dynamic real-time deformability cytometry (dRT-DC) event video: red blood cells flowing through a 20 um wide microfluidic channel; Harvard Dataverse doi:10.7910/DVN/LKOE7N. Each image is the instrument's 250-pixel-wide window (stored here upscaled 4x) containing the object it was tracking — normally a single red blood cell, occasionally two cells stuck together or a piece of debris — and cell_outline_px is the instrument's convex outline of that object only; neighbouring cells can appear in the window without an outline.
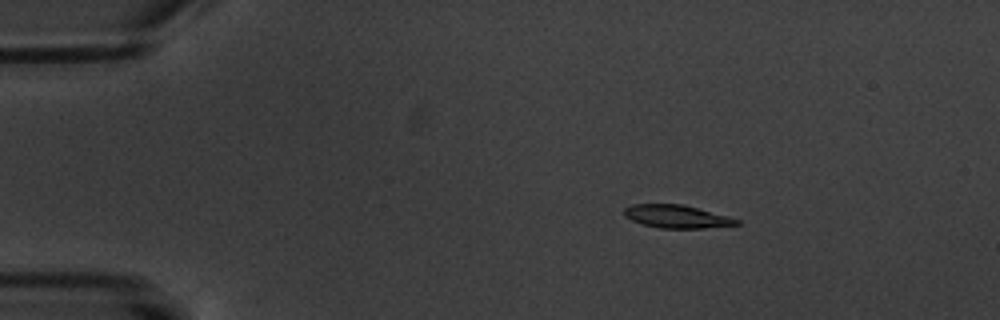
{"species": "common noctule bat (a hibernating species)", "species_latin": "Nyctalus noctula", "temperature_condition": "warm", "stored_images_in_passage": 4, "camera_frame_rate_fps": 3000, "um_per_image_px": 0.085, "animal": {"sex": "male", "body_mass_g": 20.1, "forearm_length_mm": 53.5}, "frame": {"image": 1, "passage_image": 2, "time_ms": 1.0, "image_size_px": [1000, 320], "cell_outline_px": [[740, 224], [704, 228], [660, 228], [644, 224], [632, 220], [624, 216], [624, 208], [632, 204], [680, 204], [728, 216], [740, 220]], "centroid_in_image_um": [57.5, 18.4], "position_along_channel_um": 27.5, "area_um2": 14.85}}